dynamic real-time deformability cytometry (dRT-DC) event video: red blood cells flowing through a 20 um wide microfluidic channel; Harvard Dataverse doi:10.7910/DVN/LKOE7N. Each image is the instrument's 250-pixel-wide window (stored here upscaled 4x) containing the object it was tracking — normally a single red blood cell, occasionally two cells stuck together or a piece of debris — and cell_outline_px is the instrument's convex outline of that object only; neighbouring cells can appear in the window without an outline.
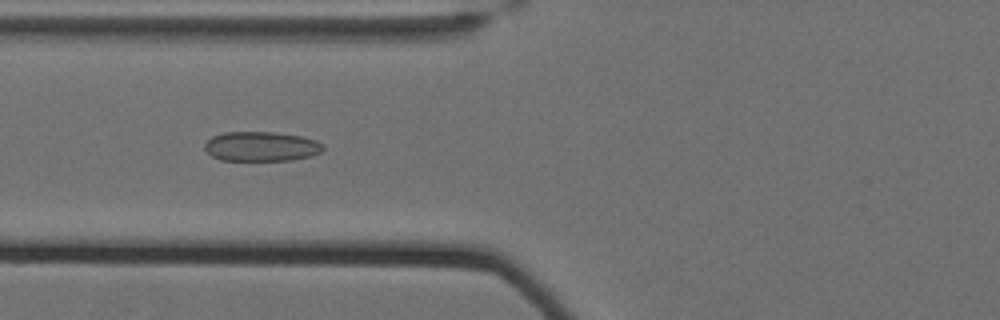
{"species": "Egyptian fruit bat (a non-hibernating species)", "species_latin": "Rousettus aegyptiacus", "temperature_condition": "cold", "stored_images_in_passage": 43, "camera_frame_rate_fps": 3000, "um_per_image_px": 0.085, "animal": {"sex": "female"}, "frame": {"image": 1, "passage_image": 9, "time_ms": 2.667, "image_size_px": [1000, 320], "cell_outline_px": [[324, 148], [320, 152], [312, 156], [292, 160], [220, 160], [212, 156], [204, 148], [204, 144], [212, 136], [224, 132], [276, 132], [300, 136], [316, 140], [324, 144]], "centroid_in_image_um": [22.22, 12.44], "position_along_channel_um": 103.6, "area_um2": 20.52}}
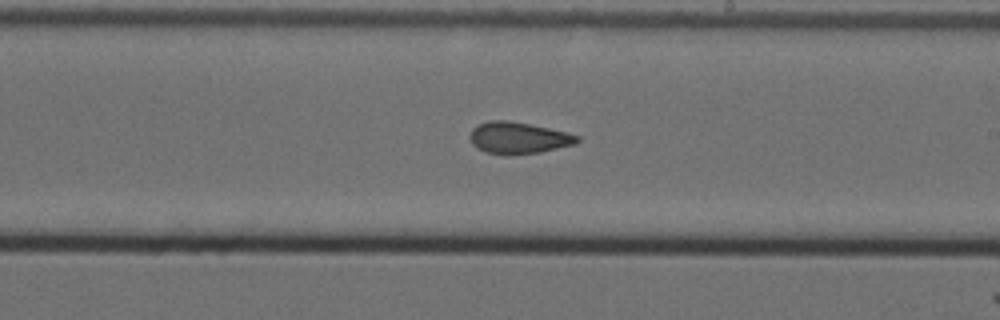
{"frame": {"image": 2, "passage_image": 21, "time_ms": 6.667, "image_size_px": [1000, 320], "cell_outline_px": [[580, 140], [576, 144], [540, 152], [504, 156], [484, 152], [476, 148], [472, 144], [468, 136], [472, 128], [480, 124], [492, 120], [508, 120], [548, 128], [580, 136]], "centroid_in_image_um": [44.02, 11.74], "position_along_channel_um": 245.0, "area_um2": 19.94}}
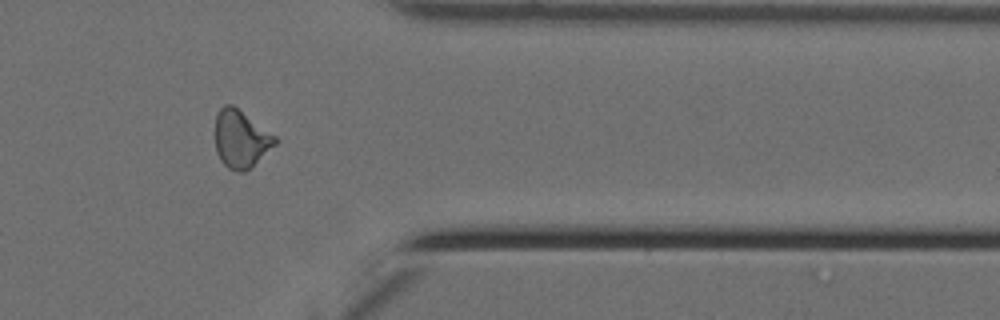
{"frame": {"image": 3, "passage_image": 34, "time_ms": 11.0, "image_size_px": [1000, 320], "cell_outline_px": [[280, 140], [276, 144], [244, 172], [236, 172], [228, 168], [220, 160], [216, 152], [216, 116], [220, 108], [224, 104], [232, 104], [276, 136]], "centroid_in_image_um": [20.47, 11.81], "position_along_channel_um": 390.9, "area_um2": 19.94}, "authors_computed_cell_mechanics": {"area_um2": 19.5942, "velocity_mm_per_s": 3.5123, "shape_relaxation_time_tau1_ms": null, "shape_relaxation_time_tau2_ms": 2.1758, "deformation_change_tau1": null, "deformation_change_tau2": 0.0928}}